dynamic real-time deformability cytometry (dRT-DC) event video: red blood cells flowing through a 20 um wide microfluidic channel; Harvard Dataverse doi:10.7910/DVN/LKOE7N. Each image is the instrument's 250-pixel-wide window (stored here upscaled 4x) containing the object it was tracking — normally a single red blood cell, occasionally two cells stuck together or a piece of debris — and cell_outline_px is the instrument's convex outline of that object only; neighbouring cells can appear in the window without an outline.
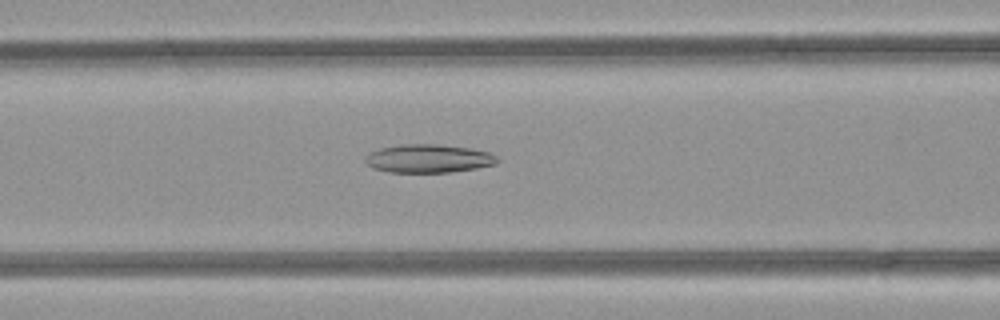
{"species": "common noctule bat (a hibernating species)", "species_latin": "Nyctalus noctula", "temperature_condition": "room temperature", "stored_images_in_passage": 45, "camera_frame_rate_fps": 3000, "um_per_image_px": 0.085, "animal": {"sex": "female", "body_mass_g": 21.9}, "frame": {"image": 1, "passage_image": 15, "time_ms": 4.667, "image_size_px": [1000, 320], "cell_outline_px": [[500, 160], [496, 164], [476, 168], [452, 172], [388, 172], [372, 168], [364, 160], [372, 152], [380, 148], [400, 144], [436, 144], [468, 148], [488, 152], [496, 156]], "centroid_in_image_um": [36.43, 13.48], "position_along_channel_um": 130.2, "area_um2": 21.68}}
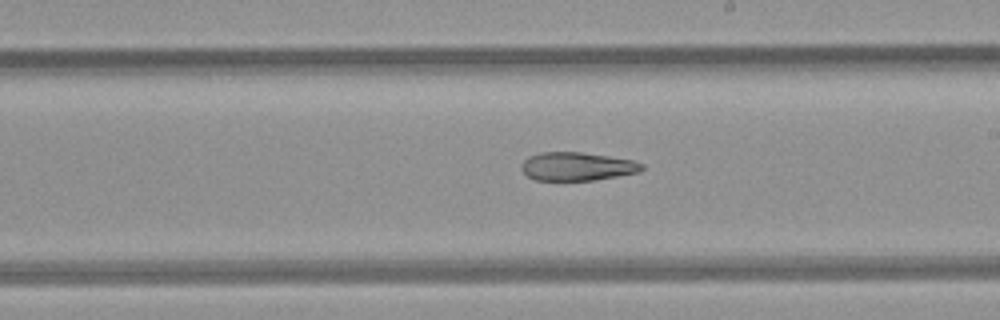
{"frame": {"image": 2, "passage_image": 23, "time_ms": 7.333, "image_size_px": [1000, 320], "cell_outline_px": [[644, 168], [640, 172], [596, 180], [536, 180], [528, 176], [520, 168], [520, 164], [528, 156], [540, 152], [580, 152], [608, 156], [632, 160], [644, 164]], "centroid_in_image_um": [49.04, 14.14], "position_along_channel_um": 240.0, "area_um2": 20.0}}
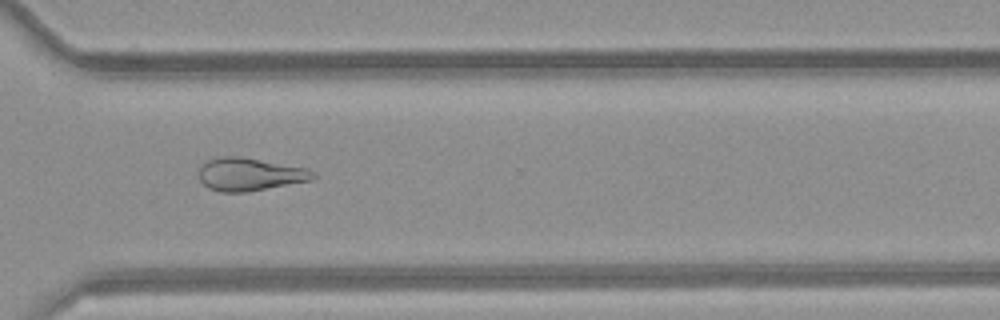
{"frame": {"image": 3, "passage_image": 31, "time_ms": 10.0, "image_size_px": [1000, 320], "cell_outline_px": [[316, 176], [308, 180], [248, 192], [220, 192], [208, 188], [200, 180], [200, 168], [208, 160], [220, 156], [240, 156], [308, 168]], "centroid_in_image_um": [21.2, 14.81], "position_along_channel_um": 349.4, "area_um2": 21.62}}